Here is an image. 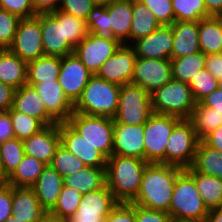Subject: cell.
<instances>
[{"label": "cell", "mask_w": 222, "mask_h": 222, "mask_svg": "<svg viewBox=\"0 0 222 222\" xmlns=\"http://www.w3.org/2000/svg\"><path fill=\"white\" fill-rule=\"evenodd\" d=\"M183 170L170 164L148 163L143 173L140 190L131 203L169 212L175 181Z\"/></svg>", "instance_id": "6da1fadb"}, {"label": "cell", "mask_w": 222, "mask_h": 222, "mask_svg": "<svg viewBox=\"0 0 222 222\" xmlns=\"http://www.w3.org/2000/svg\"><path fill=\"white\" fill-rule=\"evenodd\" d=\"M148 162L111 155L106 164V184L118 202L131 203L137 196Z\"/></svg>", "instance_id": "7a4b0ae2"}, {"label": "cell", "mask_w": 222, "mask_h": 222, "mask_svg": "<svg viewBox=\"0 0 222 222\" xmlns=\"http://www.w3.org/2000/svg\"><path fill=\"white\" fill-rule=\"evenodd\" d=\"M120 87L97 75H92L80 98L74 104V112L113 118L118 109Z\"/></svg>", "instance_id": "3957f363"}, {"label": "cell", "mask_w": 222, "mask_h": 222, "mask_svg": "<svg viewBox=\"0 0 222 222\" xmlns=\"http://www.w3.org/2000/svg\"><path fill=\"white\" fill-rule=\"evenodd\" d=\"M208 212L194 178L184 169L176 178L168 214L177 219L206 221Z\"/></svg>", "instance_id": "277c9868"}, {"label": "cell", "mask_w": 222, "mask_h": 222, "mask_svg": "<svg viewBox=\"0 0 222 222\" xmlns=\"http://www.w3.org/2000/svg\"><path fill=\"white\" fill-rule=\"evenodd\" d=\"M154 113L189 119L196 101L188 83L171 79L151 94Z\"/></svg>", "instance_id": "5b68a950"}, {"label": "cell", "mask_w": 222, "mask_h": 222, "mask_svg": "<svg viewBox=\"0 0 222 222\" xmlns=\"http://www.w3.org/2000/svg\"><path fill=\"white\" fill-rule=\"evenodd\" d=\"M67 123L107 159L113 153L114 120L73 112Z\"/></svg>", "instance_id": "8992f818"}, {"label": "cell", "mask_w": 222, "mask_h": 222, "mask_svg": "<svg viewBox=\"0 0 222 222\" xmlns=\"http://www.w3.org/2000/svg\"><path fill=\"white\" fill-rule=\"evenodd\" d=\"M153 113L151 95L141 86L129 83L120 87L114 124H145Z\"/></svg>", "instance_id": "52a82bcc"}, {"label": "cell", "mask_w": 222, "mask_h": 222, "mask_svg": "<svg viewBox=\"0 0 222 222\" xmlns=\"http://www.w3.org/2000/svg\"><path fill=\"white\" fill-rule=\"evenodd\" d=\"M181 118L153 113L144 124V160L165 164L166 144Z\"/></svg>", "instance_id": "ba28073f"}, {"label": "cell", "mask_w": 222, "mask_h": 222, "mask_svg": "<svg viewBox=\"0 0 222 222\" xmlns=\"http://www.w3.org/2000/svg\"><path fill=\"white\" fill-rule=\"evenodd\" d=\"M193 124L189 119H181L174 127L165 150V164L183 169L192 165L199 143Z\"/></svg>", "instance_id": "9c48e42d"}, {"label": "cell", "mask_w": 222, "mask_h": 222, "mask_svg": "<svg viewBox=\"0 0 222 222\" xmlns=\"http://www.w3.org/2000/svg\"><path fill=\"white\" fill-rule=\"evenodd\" d=\"M8 49L26 62L45 56L41 24L36 16L19 20L14 39Z\"/></svg>", "instance_id": "30bf717a"}, {"label": "cell", "mask_w": 222, "mask_h": 222, "mask_svg": "<svg viewBox=\"0 0 222 222\" xmlns=\"http://www.w3.org/2000/svg\"><path fill=\"white\" fill-rule=\"evenodd\" d=\"M171 79V59L136 58L131 84L141 86L151 95Z\"/></svg>", "instance_id": "8fae6325"}, {"label": "cell", "mask_w": 222, "mask_h": 222, "mask_svg": "<svg viewBox=\"0 0 222 222\" xmlns=\"http://www.w3.org/2000/svg\"><path fill=\"white\" fill-rule=\"evenodd\" d=\"M120 41L88 35L74 48V54L82 61L92 75H96L101 66L119 49Z\"/></svg>", "instance_id": "7c38bea8"}, {"label": "cell", "mask_w": 222, "mask_h": 222, "mask_svg": "<svg viewBox=\"0 0 222 222\" xmlns=\"http://www.w3.org/2000/svg\"><path fill=\"white\" fill-rule=\"evenodd\" d=\"M91 76L90 71L74 53L61 57L58 82L73 105L80 98Z\"/></svg>", "instance_id": "4fadbf2b"}, {"label": "cell", "mask_w": 222, "mask_h": 222, "mask_svg": "<svg viewBox=\"0 0 222 222\" xmlns=\"http://www.w3.org/2000/svg\"><path fill=\"white\" fill-rule=\"evenodd\" d=\"M118 203L106 184L99 190L83 194L78 210L71 218L75 222H104Z\"/></svg>", "instance_id": "5bb4252c"}, {"label": "cell", "mask_w": 222, "mask_h": 222, "mask_svg": "<svg viewBox=\"0 0 222 222\" xmlns=\"http://www.w3.org/2000/svg\"><path fill=\"white\" fill-rule=\"evenodd\" d=\"M136 53L131 45L122 44L119 49L101 66L97 76L105 81L124 85L131 83Z\"/></svg>", "instance_id": "9a60e30c"}, {"label": "cell", "mask_w": 222, "mask_h": 222, "mask_svg": "<svg viewBox=\"0 0 222 222\" xmlns=\"http://www.w3.org/2000/svg\"><path fill=\"white\" fill-rule=\"evenodd\" d=\"M61 144L78 157L85 166L106 168L107 158L79 135L67 122L59 123Z\"/></svg>", "instance_id": "2e32d148"}, {"label": "cell", "mask_w": 222, "mask_h": 222, "mask_svg": "<svg viewBox=\"0 0 222 222\" xmlns=\"http://www.w3.org/2000/svg\"><path fill=\"white\" fill-rule=\"evenodd\" d=\"M42 46L45 56L64 57L74 52V47L65 40L64 21H58L51 13H40Z\"/></svg>", "instance_id": "e0dca14e"}, {"label": "cell", "mask_w": 222, "mask_h": 222, "mask_svg": "<svg viewBox=\"0 0 222 222\" xmlns=\"http://www.w3.org/2000/svg\"><path fill=\"white\" fill-rule=\"evenodd\" d=\"M173 41L171 25H161L149 35L134 41L131 46L140 58L171 59Z\"/></svg>", "instance_id": "ac0fdd59"}, {"label": "cell", "mask_w": 222, "mask_h": 222, "mask_svg": "<svg viewBox=\"0 0 222 222\" xmlns=\"http://www.w3.org/2000/svg\"><path fill=\"white\" fill-rule=\"evenodd\" d=\"M144 124H114L113 153L144 160Z\"/></svg>", "instance_id": "d6986e66"}, {"label": "cell", "mask_w": 222, "mask_h": 222, "mask_svg": "<svg viewBox=\"0 0 222 222\" xmlns=\"http://www.w3.org/2000/svg\"><path fill=\"white\" fill-rule=\"evenodd\" d=\"M35 88L45 104L47 113L57 122H67L74 112V105L65 96L58 81H48L36 85Z\"/></svg>", "instance_id": "ffe728a7"}, {"label": "cell", "mask_w": 222, "mask_h": 222, "mask_svg": "<svg viewBox=\"0 0 222 222\" xmlns=\"http://www.w3.org/2000/svg\"><path fill=\"white\" fill-rule=\"evenodd\" d=\"M26 155L50 165L56 149L61 143L59 123L45 126L38 133L22 140Z\"/></svg>", "instance_id": "44dd1931"}, {"label": "cell", "mask_w": 222, "mask_h": 222, "mask_svg": "<svg viewBox=\"0 0 222 222\" xmlns=\"http://www.w3.org/2000/svg\"><path fill=\"white\" fill-rule=\"evenodd\" d=\"M48 212L40 205L32 188L12 186V216L27 222H40Z\"/></svg>", "instance_id": "7402d4cb"}, {"label": "cell", "mask_w": 222, "mask_h": 222, "mask_svg": "<svg viewBox=\"0 0 222 222\" xmlns=\"http://www.w3.org/2000/svg\"><path fill=\"white\" fill-rule=\"evenodd\" d=\"M12 107L40 120L45 126L57 124V122L47 113L45 104L41 100L33 86L25 84L14 91Z\"/></svg>", "instance_id": "603a6c76"}, {"label": "cell", "mask_w": 222, "mask_h": 222, "mask_svg": "<svg viewBox=\"0 0 222 222\" xmlns=\"http://www.w3.org/2000/svg\"><path fill=\"white\" fill-rule=\"evenodd\" d=\"M173 31V47L171 59L184 57L200 51L198 21H174L171 24Z\"/></svg>", "instance_id": "cb8c5ba5"}, {"label": "cell", "mask_w": 222, "mask_h": 222, "mask_svg": "<svg viewBox=\"0 0 222 222\" xmlns=\"http://www.w3.org/2000/svg\"><path fill=\"white\" fill-rule=\"evenodd\" d=\"M63 186V177L50 165H46L31 188L40 205L49 213L56 205Z\"/></svg>", "instance_id": "d4e9b609"}, {"label": "cell", "mask_w": 222, "mask_h": 222, "mask_svg": "<svg viewBox=\"0 0 222 222\" xmlns=\"http://www.w3.org/2000/svg\"><path fill=\"white\" fill-rule=\"evenodd\" d=\"M106 9L109 12V28L122 44L130 45L132 0H116L107 4Z\"/></svg>", "instance_id": "484cf974"}, {"label": "cell", "mask_w": 222, "mask_h": 222, "mask_svg": "<svg viewBox=\"0 0 222 222\" xmlns=\"http://www.w3.org/2000/svg\"><path fill=\"white\" fill-rule=\"evenodd\" d=\"M27 81V62L21 60L8 48L0 49V82L15 90Z\"/></svg>", "instance_id": "4316f807"}, {"label": "cell", "mask_w": 222, "mask_h": 222, "mask_svg": "<svg viewBox=\"0 0 222 222\" xmlns=\"http://www.w3.org/2000/svg\"><path fill=\"white\" fill-rule=\"evenodd\" d=\"M64 186L75 189L82 195L106 185V168L85 166L80 171L63 178Z\"/></svg>", "instance_id": "83f0119b"}, {"label": "cell", "mask_w": 222, "mask_h": 222, "mask_svg": "<svg viewBox=\"0 0 222 222\" xmlns=\"http://www.w3.org/2000/svg\"><path fill=\"white\" fill-rule=\"evenodd\" d=\"M61 69V57L42 56L27 62L28 85H36L43 82L58 81Z\"/></svg>", "instance_id": "f1b7e54d"}, {"label": "cell", "mask_w": 222, "mask_h": 222, "mask_svg": "<svg viewBox=\"0 0 222 222\" xmlns=\"http://www.w3.org/2000/svg\"><path fill=\"white\" fill-rule=\"evenodd\" d=\"M185 170L194 178L197 191L208 210L222 207V179L194 171Z\"/></svg>", "instance_id": "f546056e"}, {"label": "cell", "mask_w": 222, "mask_h": 222, "mask_svg": "<svg viewBox=\"0 0 222 222\" xmlns=\"http://www.w3.org/2000/svg\"><path fill=\"white\" fill-rule=\"evenodd\" d=\"M200 51L205 55L222 52V26L217 16L198 21Z\"/></svg>", "instance_id": "4dcf8cb0"}, {"label": "cell", "mask_w": 222, "mask_h": 222, "mask_svg": "<svg viewBox=\"0 0 222 222\" xmlns=\"http://www.w3.org/2000/svg\"><path fill=\"white\" fill-rule=\"evenodd\" d=\"M190 167L196 172L222 179V152L201 140Z\"/></svg>", "instance_id": "1f68e13d"}, {"label": "cell", "mask_w": 222, "mask_h": 222, "mask_svg": "<svg viewBox=\"0 0 222 222\" xmlns=\"http://www.w3.org/2000/svg\"><path fill=\"white\" fill-rule=\"evenodd\" d=\"M132 16L130 45L137 39L149 35L161 26L148 7L138 0H132Z\"/></svg>", "instance_id": "d6a6232c"}, {"label": "cell", "mask_w": 222, "mask_h": 222, "mask_svg": "<svg viewBox=\"0 0 222 222\" xmlns=\"http://www.w3.org/2000/svg\"><path fill=\"white\" fill-rule=\"evenodd\" d=\"M45 167L46 164L42 161L25 154L17 168L6 179V183L14 187L31 188Z\"/></svg>", "instance_id": "836d02e7"}, {"label": "cell", "mask_w": 222, "mask_h": 222, "mask_svg": "<svg viewBox=\"0 0 222 222\" xmlns=\"http://www.w3.org/2000/svg\"><path fill=\"white\" fill-rule=\"evenodd\" d=\"M189 120L200 141L222 125V116L216 110L203 106L200 102L196 103Z\"/></svg>", "instance_id": "e575fe53"}, {"label": "cell", "mask_w": 222, "mask_h": 222, "mask_svg": "<svg viewBox=\"0 0 222 222\" xmlns=\"http://www.w3.org/2000/svg\"><path fill=\"white\" fill-rule=\"evenodd\" d=\"M205 59L202 52L171 59L172 79L189 83L193 75L205 68Z\"/></svg>", "instance_id": "d590c367"}, {"label": "cell", "mask_w": 222, "mask_h": 222, "mask_svg": "<svg viewBox=\"0 0 222 222\" xmlns=\"http://www.w3.org/2000/svg\"><path fill=\"white\" fill-rule=\"evenodd\" d=\"M24 155L22 140L14 137L0 143V167L6 179L17 168Z\"/></svg>", "instance_id": "8d00e7d4"}, {"label": "cell", "mask_w": 222, "mask_h": 222, "mask_svg": "<svg viewBox=\"0 0 222 222\" xmlns=\"http://www.w3.org/2000/svg\"><path fill=\"white\" fill-rule=\"evenodd\" d=\"M175 21L197 22L210 17L204 0H171Z\"/></svg>", "instance_id": "74e56055"}, {"label": "cell", "mask_w": 222, "mask_h": 222, "mask_svg": "<svg viewBox=\"0 0 222 222\" xmlns=\"http://www.w3.org/2000/svg\"><path fill=\"white\" fill-rule=\"evenodd\" d=\"M51 14L58 21H64L65 40L74 48L88 35V26L85 20L59 10L51 12Z\"/></svg>", "instance_id": "f35d334b"}, {"label": "cell", "mask_w": 222, "mask_h": 222, "mask_svg": "<svg viewBox=\"0 0 222 222\" xmlns=\"http://www.w3.org/2000/svg\"><path fill=\"white\" fill-rule=\"evenodd\" d=\"M86 24L89 33L95 34L100 38L119 41L109 28V12L106 9V5L96 4L89 13Z\"/></svg>", "instance_id": "ab89813d"}, {"label": "cell", "mask_w": 222, "mask_h": 222, "mask_svg": "<svg viewBox=\"0 0 222 222\" xmlns=\"http://www.w3.org/2000/svg\"><path fill=\"white\" fill-rule=\"evenodd\" d=\"M81 199L82 194L80 192L63 186L56 205L48 214L58 219L71 218L76 214Z\"/></svg>", "instance_id": "60d3db41"}, {"label": "cell", "mask_w": 222, "mask_h": 222, "mask_svg": "<svg viewBox=\"0 0 222 222\" xmlns=\"http://www.w3.org/2000/svg\"><path fill=\"white\" fill-rule=\"evenodd\" d=\"M7 112L12 121L14 137L17 139L24 140L29 138L45 127L40 120L23 114L22 112L15 110L13 107Z\"/></svg>", "instance_id": "b9f144b4"}, {"label": "cell", "mask_w": 222, "mask_h": 222, "mask_svg": "<svg viewBox=\"0 0 222 222\" xmlns=\"http://www.w3.org/2000/svg\"><path fill=\"white\" fill-rule=\"evenodd\" d=\"M50 166L63 178L72 175L85 168V164L73 153L69 152L61 143L56 149Z\"/></svg>", "instance_id": "7bdbcfd3"}, {"label": "cell", "mask_w": 222, "mask_h": 222, "mask_svg": "<svg viewBox=\"0 0 222 222\" xmlns=\"http://www.w3.org/2000/svg\"><path fill=\"white\" fill-rule=\"evenodd\" d=\"M188 85L197 103L218 89V81L205 68L193 75Z\"/></svg>", "instance_id": "ee69618b"}, {"label": "cell", "mask_w": 222, "mask_h": 222, "mask_svg": "<svg viewBox=\"0 0 222 222\" xmlns=\"http://www.w3.org/2000/svg\"><path fill=\"white\" fill-rule=\"evenodd\" d=\"M19 20L17 15L0 8V49L12 44Z\"/></svg>", "instance_id": "f6af8a7d"}, {"label": "cell", "mask_w": 222, "mask_h": 222, "mask_svg": "<svg viewBox=\"0 0 222 222\" xmlns=\"http://www.w3.org/2000/svg\"><path fill=\"white\" fill-rule=\"evenodd\" d=\"M148 7L161 25H171L175 21L171 0H138Z\"/></svg>", "instance_id": "bcb514c9"}, {"label": "cell", "mask_w": 222, "mask_h": 222, "mask_svg": "<svg viewBox=\"0 0 222 222\" xmlns=\"http://www.w3.org/2000/svg\"><path fill=\"white\" fill-rule=\"evenodd\" d=\"M95 6L94 0H60L58 10L86 21Z\"/></svg>", "instance_id": "7dc6e473"}, {"label": "cell", "mask_w": 222, "mask_h": 222, "mask_svg": "<svg viewBox=\"0 0 222 222\" xmlns=\"http://www.w3.org/2000/svg\"><path fill=\"white\" fill-rule=\"evenodd\" d=\"M0 8L17 15L20 19L37 15L31 0H0Z\"/></svg>", "instance_id": "c3c4849f"}, {"label": "cell", "mask_w": 222, "mask_h": 222, "mask_svg": "<svg viewBox=\"0 0 222 222\" xmlns=\"http://www.w3.org/2000/svg\"><path fill=\"white\" fill-rule=\"evenodd\" d=\"M135 204L127 202H119L104 222H135Z\"/></svg>", "instance_id": "681fc988"}, {"label": "cell", "mask_w": 222, "mask_h": 222, "mask_svg": "<svg viewBox=\"0 0 222 222\" xmlns=\"http://www.w3.org/2000/svg\"><path fill=\"white\" fill-rule=\"evenodd\" d=\"M135 222H169L168 212L135 205Z\"/></svg>", "instance_id": "f907efd6"}, {"label": "cell", "mask_w": 222, "mask_h": 222, "mask_svg": "<svg viewBox=\"0 0 222 222\" xmlns=\"http://www.w3.org/2000/svg\"><path fill=\"white\" fill-rule=\"evenodd\" d=\"M12 216V185H0V222Z\"/></svg>", "instance_id": "816d5d0a"}, {"label": "cell", "mask_w": 222, "mask_h": 222, "mask_svg": "<svg viewBox=\"0 0 222 222\" xmlns=\"http://www.w3.org/2000/svg\"><path fill=\"white\" fill-rule=\"evenodd\" d=\"M205 69L218 81L222 79V52L206 55Z\"/></svg>", "instance_id": "f5cc1de1"}, {"label": "cell", "mask_w": 222, "mask_h": 222, "mask_svg": "<svg viewBox=\"0 0 222 222\" xmlns=\"http://www.w3.org/2000/svg\"><path fill=\"white\" fill-rule=\"evenodd\" d=\"M15 89L0 82V112L8 111L13 105Z\"/></svg>", "instance_id": "db71d44e"}, {"label": "cell", "mask_w": 222, "mask_h": 222, "mask_svg": "<svg viewBox=\"0 0 222 222\" xmlns=\"http://www.w3.org/2000/svg\"><path fill=\"white\" fill-rule=\"evenodd\" d=\"M14 138L12 121L9 113L0 112V142Z\"/></svg>", "instance_id": "11a10c76"}, {"label": "cell", "mask_w": 222, "mask_h": 222, "mask_svg": "<svg viewBox=\"0 0 222 222\" xmlns=\"http://www.w3.org/2000/svg\"><path fill=\"white\" fill-rule=\"evenodd\" d=\"M203 106L212 108L222 116V91L217 89L200 101Z\"/></svg>", "instance_id": "9f6ffc18"}, {"label": "cell", "mask_w": 222, "mask_h": 222, "mask_svg": "<svg viewBox=\"0 0 222 222\" xmlns=\"http://www.w3.org/2000/svg\"><path fill=\"white\" fill-rule=\"evenodd\" d=\"M36 14L51 13L59 8L60 0H31Z\"/></svg>", "instance_id": "6f0895ef"}, {"label": "cell", "mask_w": 222, "mask_h": 222, "mask_svg": "<svg viewBox=\"0 0 222 222\" xmlns=\"http://www.w3.org/2000/svg\"><path fill=\"white\" fill-rule=\"evenodd\" d=\"M202 141L218 151L222 152V125L205 136Z\"/></svg>", "instance_id": "680465c9"}, {"label": "cell", "mask_w": 222, "mask_h": 222, "mask_svg": "<svg viewBox=\"0 0 222 222\" xmlns=\"http://www.w3.org/2000/svg\"><path fill=\"white\" fill-rule=\"evenodd\" d=\"M204 2L210 16L222 14V0H204Z\"/></svg>", "instance_id": "91938a15"}, {"label": "cell", "mask_w": 222, "mask_h": 222, "mask_svg": "<svg viewBox=\"0 0 222 222\" xmlns=\"http://www.w3.org/2000/svg\"><path fill=\"white\" fill-rule=\"evenodd\" d=\"M206 222H222V207L209 210Z\"/></svg>", "instance_id": "94428289"}, {"label": "cell", "mask_w": 222, "mask_h": 222, "mask_svg": "<svg viewBox=\"0 0 222 222\" xmlns=\"http://www.w3.org/2000/svg\"><path fill=\"white\" fill-rule=\"evenodd\" d=\"M169 222H206V221L177 219V218L170 217Z\"/></svg>", "instance_id": "6125c7cd"}, {"label": "cell", "mask_w": 222, "mask_h": 222, "mask_svg": "<svg viewBox=\"0 0 222 222\" xmlns=\"http://www.w3.org/2000/svg\"><path fill=\"white\" fill-rule=\"evenodd\" d=\"M40 222H59V219L47 214Z\"/></svg>", "instance_id": "be15d7a7"}, {"label": "cell", "mask_w": 222, "mask_h": 222, "mask_svg": "<svg viewBox=\"0 0 222 222\" xmlns=\"http://www.w3.org/2000/svg\"><path fill=\"white\" fill-rule=\"evenodd\" d=\"M96 4H100V5H107V4H111L116 0H94Z\"/></svg>", "instance_id": "e7e4bbea"}, {"label": "cell", "mask_w": 222, "mask_h": 222, "mask_svg": "<svg viewBox=\"0 0 222 222\" xmlns=\"http://www.w3.org/2000/svg\"><path fill=\"white\" fill-rule=\"evenodd\" d=\"M5 222H27V221L22 219H16L13 216H10Z\"/></svg>", "instance_id": "03108f58"}, {"label": "cell", "mask_w": 222, "mask_h": 222, "mask_svg": "<svg viewBox=\"0 0 222 222\" xmlns=\"http://www.w3.org/2000/svg\"><path fill=\"white\" fill-rule=\"evenodd\" d=\"M6 183V178L4 177L1 167H0V185H3Z\"/></svg>", "instance_id": "003e7915"}, {"label": "cell", "mask_w": 222, "mask_h": 222, "mask_svg": "<svg viewBox=\"0 0 222 222\" xmlns=\"http://www.w3.org/2000/svg\"><path fill=\"white\" fill-rule=\"evenodd\" d=\"M59 222H75L72 218L59 219Z\"/></svg>", "instance_id": "a7ac6f4b"}, {"label": "cell", "mask_w": 222, "mask_h": 222, "mask_svg": "<svg viewBox=\"0 0 222 222\" xmlns=\"http://www.w3.org/2000/svg\"><path fill=\"white\" fill-rule=\"evenodd\" d=\"M218 89L222 91V79L218 80Z\"/></svg>", "instance_id": "89a4df30"}, {"label": "cell", "mask_w": 222, "mask_h": 222, "mask_svg": "<svg viewBox=\"0 0 222 222\" xmlns=\"http://www.w3.org/2000/svg\"><path fill=\"white\" fill-rule=\"evenodd\" d=\"M217 17L219 18V22H220V24L222 26V14L217 15Z\"/></svg>", "instance_id": "2644e50d"}]
</instances>
